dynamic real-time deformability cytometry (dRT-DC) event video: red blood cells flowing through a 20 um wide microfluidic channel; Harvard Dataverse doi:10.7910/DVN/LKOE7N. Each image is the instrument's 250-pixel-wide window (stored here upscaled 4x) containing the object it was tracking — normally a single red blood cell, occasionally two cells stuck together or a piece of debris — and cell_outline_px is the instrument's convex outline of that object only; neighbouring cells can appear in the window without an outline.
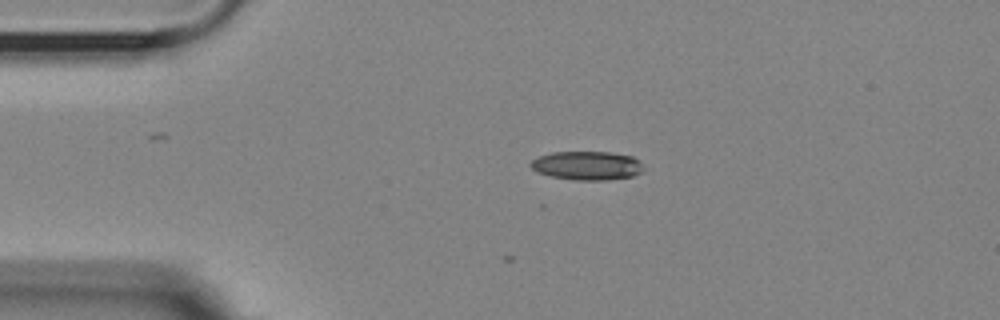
{"species": "Egyptian fruit bat (a non-hibernating species)", "species_latin": "Rousettus aegyptiacus", "temperature_condition": "room temperature", "stored_images_in_passage": 4, "camera_frame_rate_fps": 3000, "um_per_image_px": 0.085, "animal": {"sex": "female"}, "frame": {"image": 1, "passage_image": 1, "time_ms": 0.0, "image_size_px": [1000, 320], "cell_outline_px": [[648, 168], [644, 172], [632, 176], [608, 180], [576, 180], [552, 176], [540, 172], [532, 168], [528, 164], [532, 160], [540, 156], [552, 152], [612, 152], [632, 156]], "centroid_in_image_um": [49.98, 14.07], "position_along_channel_um": 35.0, "area_um2": 19.02}}